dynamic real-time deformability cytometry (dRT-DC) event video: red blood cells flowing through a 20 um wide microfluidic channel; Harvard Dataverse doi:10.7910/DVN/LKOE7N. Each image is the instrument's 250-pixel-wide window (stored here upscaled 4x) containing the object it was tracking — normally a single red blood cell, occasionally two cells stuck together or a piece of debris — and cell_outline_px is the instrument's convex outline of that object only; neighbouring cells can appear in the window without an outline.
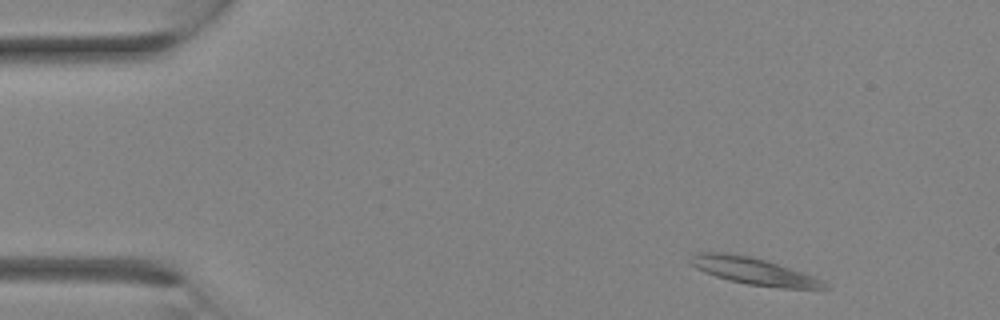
{"species": "Egyptian fruit bat (a non-hibernating species)", "species_latin": "Rousettus aegyptiacus", "temperature_condition": "room temperature", "stored_images_in_passage": 2, "camera_frame_rate_fps": 3000, "um_per_image_px": 0.085, "animal": {"sex": "female"}, "frame": {"image": 1, "passage_image": 1, "time_ms": 0.0, "image_size_px": [1000, 320], "cell_outline_px": [[828, 288], [780, 288], [748, 284], [728, 280], [704, 272], [696, 268], [688, 260], [692, 252], [728, 252], [752, 256], [768, 260], [824, 280], [828, 284]], "centroid_in_image_um": [64.02, 23.02], "position_along_channel_um": 21.0, "area_um2": 21.27}}